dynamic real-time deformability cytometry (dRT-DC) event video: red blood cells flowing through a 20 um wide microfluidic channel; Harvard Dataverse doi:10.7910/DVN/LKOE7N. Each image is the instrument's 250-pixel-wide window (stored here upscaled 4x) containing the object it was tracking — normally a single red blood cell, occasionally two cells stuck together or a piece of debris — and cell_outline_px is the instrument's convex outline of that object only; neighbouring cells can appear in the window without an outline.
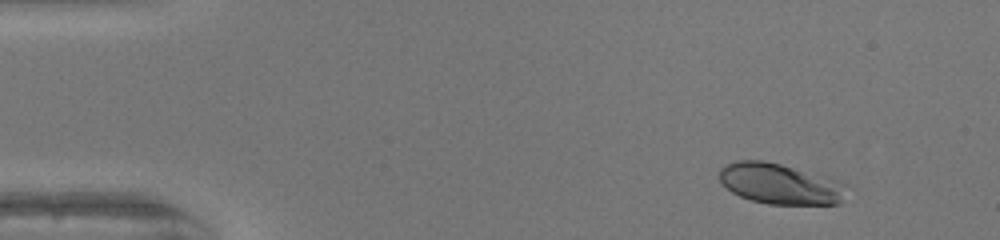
{"species": "human", "species_latin": "Homo sapiens", "temperature_condition": "warm", "stored_images_in_passage": 47, "camera_frame_rate_fps": 3000, "um_per_image_px": 0.085, "donor": {"sex": "female"}, "frame": {"image": 1, "passage_image": 1, "time_ms": 0.0, "image_size_px": [1000, 240], "cell_outline_px": [[840, 204], [768, 204], [752, 200], [740, 196], [732, 192], [720, 180], [720, 168], [724, 164], [736, 160], [764, 160], [780, 164], [832, 180], [840, 200]], "centroid_in_image_um": [66.04, 15.61], "position_along_channel_um": 19.0, "area_um2": 28.44}}
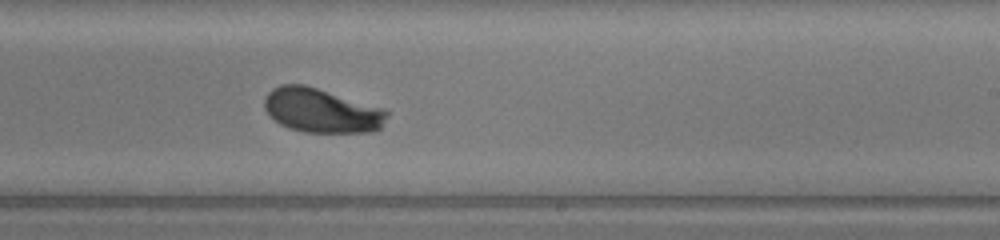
{"frame": {"image": 2, "passage_image": 27, "time_ms": 8.667, "image_size_px": [1000, 240], "cell_outline_px": [[388, 116], [380, 128], [372, 132], [304, 132], [288, 128], [280, 124], [264, 108], [264, 96], [272, 88], [280, 84], [304, 84], [384, 108], [388, 112]], "centroid_in_image_um": [27.32, 9.39], "position_along_channel_um": 261.7, "area_um2": 31.62}}
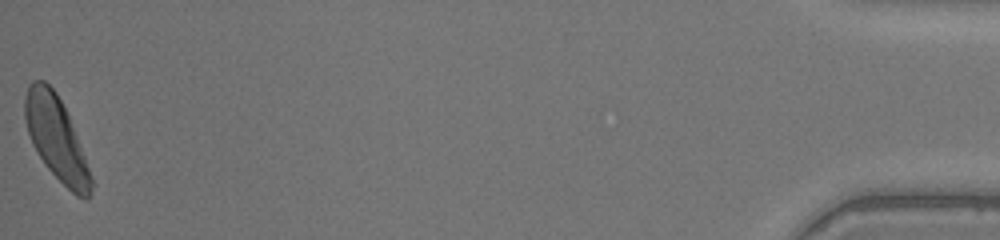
{"frame": {"image": 3, "passage_image": 47, "time_ms": 15.333, "image_size_px": [1000, 240], "cell_outline_px": [[96, 184], [88, 196], [76, 196], [48, 168], [32, 144], [28, 132], [24, 116], [24, 96], [32, 80], [44, 80], [56, 92], [68, 116]], "centroid_in_image_um": [4.79, 11.76], "position_along_channel_um": 430.4, "area_um2": 31.56}, "authors_computed_cell_mechanics": {"area_um2": 31.2698, "velocity_mm_per_s": 4.0343, "shape_relaxation_time_tau1_ms": 2.2448, "shape_relaxation_time_tau2_ms": null, "deformation_change_tau1": 0.1526, "deformation_change_tau2": null}}